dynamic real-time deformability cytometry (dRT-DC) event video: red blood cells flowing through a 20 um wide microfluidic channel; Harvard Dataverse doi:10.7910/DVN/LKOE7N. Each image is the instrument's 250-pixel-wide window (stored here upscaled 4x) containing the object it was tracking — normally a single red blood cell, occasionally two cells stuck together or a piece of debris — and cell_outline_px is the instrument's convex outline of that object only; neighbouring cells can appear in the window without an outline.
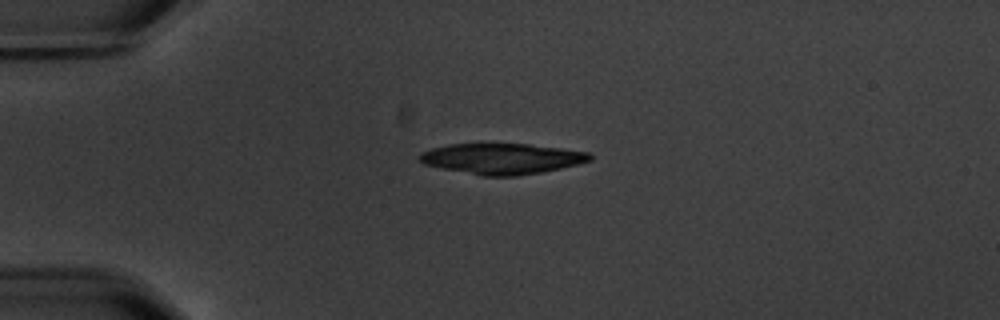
{"species": "common noctule bat (a hibernating species)", "species_latin": "Nyctalus noctula", "temperature_condition": "warm", "stored_images_in_passage": 3, "camera_frame_rate_fps": 3000, "um_per_image_px": 0.085, "animal": {"sex": "male", "body_mass_g": 20.1, "forearm_length_mm": 53.5}, "frame": {"image": 1, "passage_image": 1, "time_ms": 0.0, "image_size_px": [1000, 320], "cell_outline_px": [[592, 160], [560, 168], [540, 172], [516, 176], [480, 176], [440, 168], [424, 164], [420, 160], [420, 152], [432, 148], [448, 144], [528, 144], [560, 148], [588, 152], [592, 156]], "centroid_in_image_um": [42.63, 13.49], "position_along_channel_um": 42.4, "area_um2": 30.35}}